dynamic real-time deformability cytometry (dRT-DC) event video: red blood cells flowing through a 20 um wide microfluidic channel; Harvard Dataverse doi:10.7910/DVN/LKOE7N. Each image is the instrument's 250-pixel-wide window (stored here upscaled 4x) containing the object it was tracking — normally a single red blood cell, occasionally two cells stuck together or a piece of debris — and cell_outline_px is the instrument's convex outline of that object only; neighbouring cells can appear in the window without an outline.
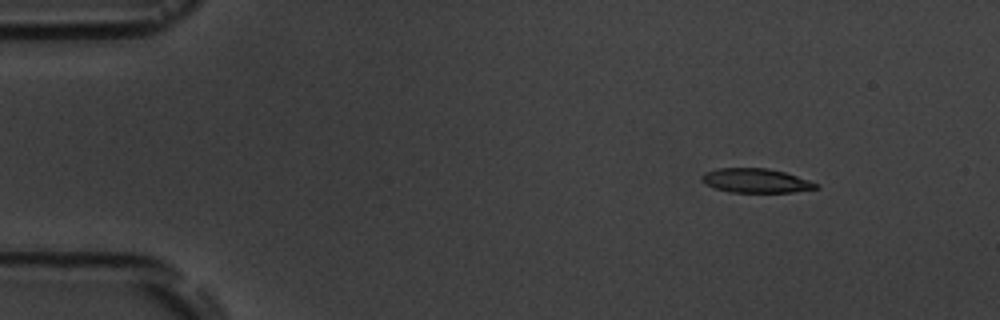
{"species": "common noctule bat (a hibernating species)", "species_latin": "Nyctalus noctula", "temperature_condition": "room temperature", "stored_images_in_passage": 6, "camera_frame_rate_fps": 3000, "um_per_image_px": 0.085, "animal": {"sex": "male", "body_mass_g": 19.5, "forearm_length_mm": 54.6}, "frame": {"image": 1, "passage_image": 3, "time_ms": 2.0, "image_size_px": [1000, 320], "cell_outline_px": [[820, 188], [792, 192], [728, 192], [704, 184], [700, 176], [704, 172], [716, 168], [768, 168], [784, 172], [820, 184]], "centroid_in_image_um": [64.23, 15.35], "position_along_channel_um": 20.8, "area_um2": 16.18}}
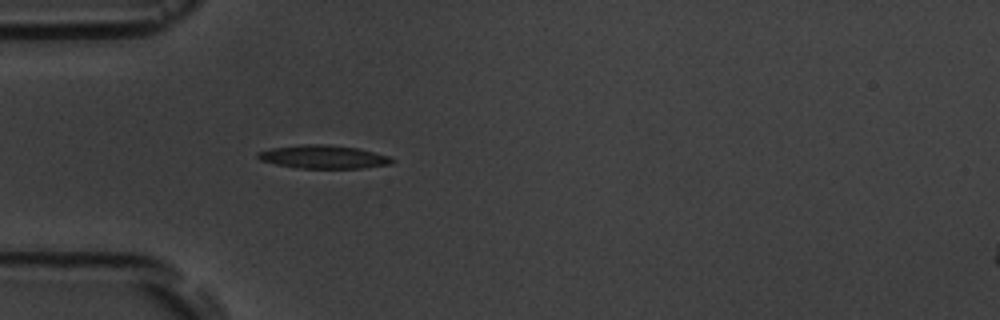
{"frame": {"image": 2, "passage_image": 6, "time_ms": 5.333, "image_size_px": [1000, 320], "cell_outline_px": [[396, 160], [392, 164], [360, 168], [300, 168], [276, 164], [260, 160], [256, 156], [256, 152], [272, 148], [300, 144], [324, 144], [356, 148], [388, 156]], "centroid_in_image_um": [27.46, 13.33], "position_along_channel_um": 57.5, "area_um2": 18.09}}